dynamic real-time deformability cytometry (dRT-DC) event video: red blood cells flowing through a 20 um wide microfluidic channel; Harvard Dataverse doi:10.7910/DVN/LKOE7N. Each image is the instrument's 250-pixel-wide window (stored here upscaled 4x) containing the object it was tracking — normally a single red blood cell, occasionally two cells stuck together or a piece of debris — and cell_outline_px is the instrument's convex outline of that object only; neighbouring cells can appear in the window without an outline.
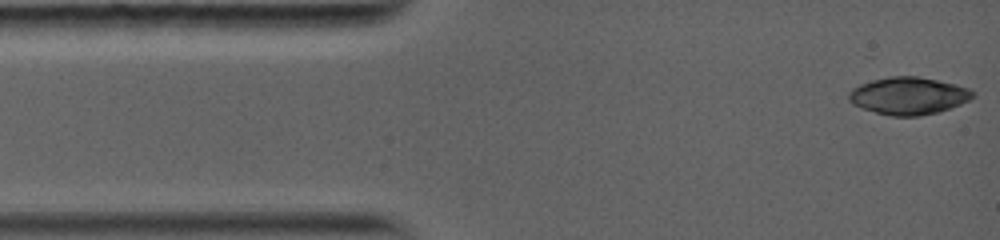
{"species": "common noctule bat (a hibernating species)", "species_latin": "Nyctalus noctula", "temperature_condition": "warm", "stored_images_in_passage": 5, "camera_frame_rate_fps": 5000, "um_per_image_px": 0.085, "animal": {"sex": "female", "body_mass_g": 19.0, "forearm_length_mm": 56.7}, "frame": {"image": 1, "passage_image": 1, "time_ms": 0.0, "image_size_px": [1000, 240], "cell_outline_px": [[972, 96], [968, 100], [960, 104], [936, 112], [920, 116], [888, 116], [864, 108], [856, 104], [848, 96], [856, 88], [864, 84], [876, 80], [896, 76], [916, 76], [936, 80], [952, 84], [964, 88], [972, 92]], "centroid_in_image_um": [77.24, 8.16], "position_along_channel_um": 7.8, "area_um2": 25.72}}
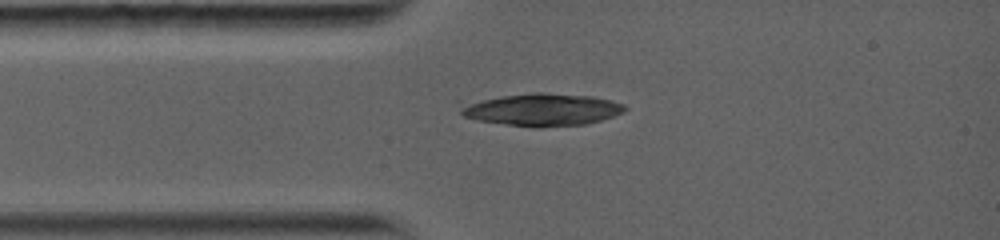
{"frame": {"image": 2, "passage_image": 5, "time_ms": 2.4, "image_size_px": [1000, 240], "cell_outline_px": [[628, 108], [612, 116], [600, 120], [584, 124], [540, 128], [536, 128], [476, 120], [464, 116], [460, 112], [464, 108], [472, 104], [484, 100], [504, 96], [588, 96], [608, 100], [624, 104]], "centroid_in_image_um": [46.16, 9.4], "position_along_channel_um": 38.8, "area_um2": 28.73}}